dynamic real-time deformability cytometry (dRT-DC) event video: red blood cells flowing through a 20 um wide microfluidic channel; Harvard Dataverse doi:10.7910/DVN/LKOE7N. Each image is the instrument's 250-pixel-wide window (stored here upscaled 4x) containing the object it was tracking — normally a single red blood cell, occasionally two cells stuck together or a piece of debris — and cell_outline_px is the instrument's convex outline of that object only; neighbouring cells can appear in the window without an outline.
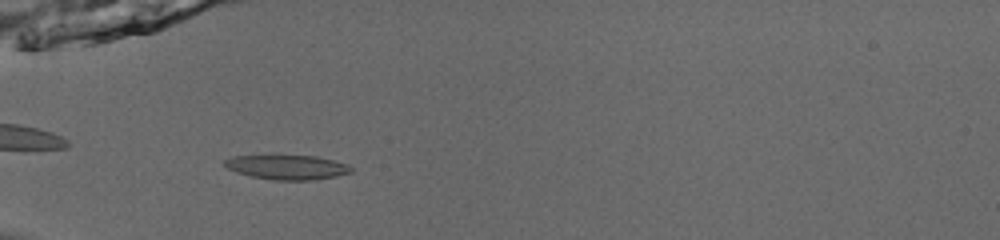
{"species": "common noctule bat (a hibernating species)", "species_latin": "Nyctalus noctula", "temperature_condition": "room temperature", "stored_images_in_passage": 36, "camera_frame_rate_fps": 3000, "um_per_image_px": 0.085, "animal": {"sex": "male", "body_mass_g": 13.0, "forearm_length_mm": 53.1}, "frame": {"image": 1, "passage_image": 2, "time_ms": 0.333, "image_size_px": [1000, 240], "cell_outline_px": [[352, 172], [336, 176], [316, 180], [272, 180], [252, 176], [236, 172], [228, 168], [224, 164], [224, 160], [232, 156], [316, 156], [348, 164], [352, 168]], "centroid_in_image_um": [24.43, 14.22], "position_along_channel_um": 60.6, "area_um2": 17.92}}
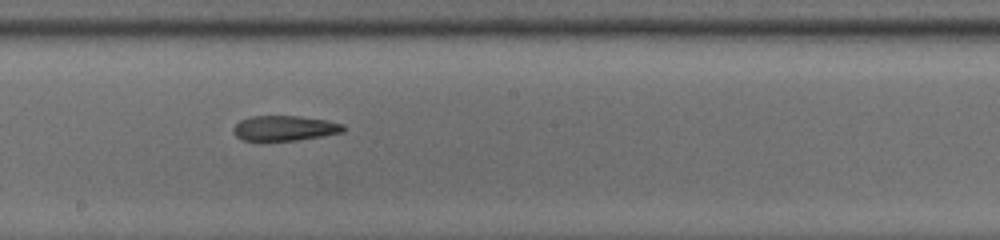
{"frame": {"image": 2, "passage_image": 15, "time_ms": 4.667, "image_size_px": [1000, 240], "cell_outline_px": [[348, 128], [344, 132], [300, 140], [264, 144], [260, 144], [240, 140], [232, 132], [232, 128], [240, 120], [252, 116], [300, 116], [328, 120], [344, 124]], "centroid_in_image_um": [24.15, 10.95], "position_along_channel_um": 224.1, "area_um2": 17.22}}
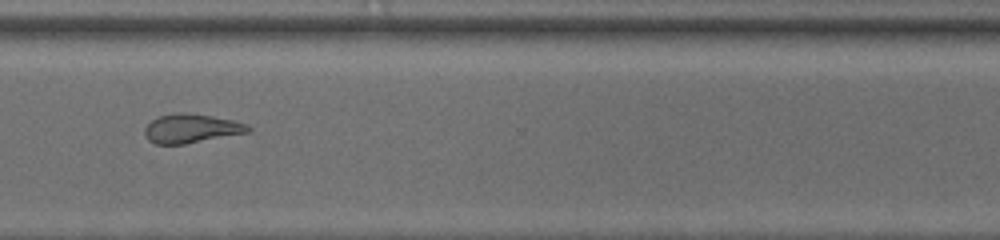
{"frame": {"image": 3, "passage_image": 25, "time_ms": 8.0, "image_size_px": [1000, 240], "cell_outline_px": [[252, 128], [248, 132], [184, 144], [156, 144], [148, 140], [144, 132], [144, 128], [152, 120], [160, 116], [172, 112], [180, 112], [212, 116], [232, 120], [248, 124]], "centroid_in_image_um": [16.24, 10.91], "position_along_channel_um": 354.4, "area_um2": 17.34}, "authors_computed_cell_mechanics": {"area_um2": 17.3689, "velocity_mm_per_s": 3.9222, "shape_relaxation_time_tau1_ms": null, "shape_relaxation_time_tau2_ms": 3.586, "deformation_change_tau1": null, "deformation_change_tau2": 0.1379}}